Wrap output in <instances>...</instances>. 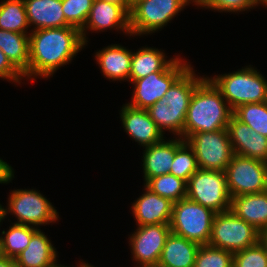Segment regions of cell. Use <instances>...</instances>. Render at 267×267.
I'll return each mask as SVG.
<instances>
[{
    "label": "cell",
    "mask_w": 267,
    "mask_h": 267,
    "mask_svg": "<svg viewBox=\"0 0 267 267\" xmlns=\"http://www.w3.org/2000/svg\"><path fill=\"white\" fill-rule=\"evenodd\" d=\"M119 112L124 132L140 147L145 148L167 138L151 119L147 109H137L126 103Z\"/></svg>",
    "instance_id": "14"
},
{
    "label": "cell",
    "mask_w": 267,
    "mask_h": 267,
    "mask_svg": "<svg viewBox=\"0 0 267 267\" xmlns=\"http://www.w3.org/2000/svg\"><path fill=\"white\" fill-rule=\"evenodd\" d=\"M186 142L193 148L200 169L225 171L234 155L227 129L195 133Z\"/></svg>",
    "instance_id": "10"
},
{
    "label": "cell",
    "mask_w": 267,
    "mask_h": 267,
    "mask_svg": "<svg viewBox=\"0 0 267 267\" xmlns=\"http://www.w3.org/2000/svg\"><path fill=\"white\" fill-rule=\"evenodd\" d=\"M94 54V59L105 78L110 81L129 82L132 60L130 49L120 44H110Z\"/></svg>",
    "instance_id": "17"
},
{
    "label": "cell",
    "mask_w": 267,
    "mask_h": 267,
    "mask_svg": "<svg viewBox=\"0 0 267 267\" xmlns=\"http://www.w3.org/2000/svg\"><path fill=\"white\" fill-rule=\"evenodd\" d=\"M258 242L264 248V250L267 254V228H265L264 230H261L259 232Z\"/></svg>",
    "instance_id": "39"
},
{
    "label": "cell",
    "mask_w": 267,
    "mask_h": 267,
    "mask_svg": "<svg viewBox=\"0 0 267 267\" xmlns=\"http://www.w3.org/2000/svg\"><path fill=\"white\" fill-rule=\"evenodd\" d=\"M199 247V244L171 232L166 239L157 266L194 267Z\"/></svg>",
    "instance_id": "23"
},
{
    "label": "cell",
    "mask_w": 267,
    "mask_h": 267,
    "mask_svg": "<svg viewBox=\"0 0 267 267\" xmlns=\"http://www.w3.org/2000/svg\"><path fill=\"white\" fill-rule=\"evenodd\" d=\"M55 267H71V266H66L64 264H59L58 263ZM72 267H74V266H72ZM76 267H86V263L83 260H80V263L78 261V264H77Z\"/></svg>",
    "instance_id": "41"
},
{
    "label": "cell",
    "mask_w": 267,
    "mask_h": 267,
    "mask_svg": "<svg viewBox=\"0 0 267 267\" xmlns=\"http://www.w3.org/2000/svg\"><path fill=\"white\" fill-rule=\"evenodd\" d=\"M58 253L51 239L39 228L32 235L27 248L14 260L17 267H55Z\"/></svg>",
    "instance_id": "18"
},
{
    "label": "cell",
    "mask_w": 267,
    "mask_h": 267,
    "mask_svg": "<svg viewBox=\"0 0 267 267\" xmlns=\"http://www.w3.org/2000/svg\"><path fill=\"white\" fill-rule=\"evenodd\" d=\"M0 49L29 81V34L0 29Z\"/></svg>",
    "instance_id": "24"
},
{
    "label": "cell",
    "mask_w": 267,
    "mask_h": 267,
    "mask_svg": "<svg viewBox=\"0 0 267 267\" xmlns=\"http://www.w3.org/2000/svg\"><path fill=\"white\" fill-rule=\"evenodd\" d=\"M142 170L144 184L153 177L170 173L176 152V137L163 139L143 148Z\"/></svg>",
    "instance_id": "20"
},
{
    "label": "cell",
    "mask_w": 267,
    "mask_h": 267,
    "mask_svg": "<svg viewBox=\"0 0 267 267\" xmlns=\"http://www.w3.org/2000/svg\"><path fill=\"white\" fill-rule=\"evenodd\" d=\"M3 207V219L14 215L17 221L14 223L23 224L38 228L50 223L58 222L59 212L56 207L41 194L33 189H14L8 195L7 206ZM5 207V208H4Z\"/></svg>",
    "instance_id": "4"
},
{
    "label": "cell",
    "mask_w": 267,
    "mask_h": 267,
    "mask_svg": "<svg viewBox=\"0 0 267 267\" xmlns=\"http://www.w3.org/2000/svg\"><path fill=\"white\" fill-rule=\"evenodd\" d=\"M147 111L163 134H166L165 131H168L170 134H174V137H181L183 139L187 111H173L165 103L164 99L151 105Z\"/></svg>",
    "instance_id": "26"
},
{
    "label": "cell",
    "mask_w": 267,
    "mask_h": 267,
    "mask_svg": "<svg viewBox=\"0 0 267 267\" xmlns=\"http://www.w3.org/2000/svg\"><path fill=\"white\" fill-rule=\"evenodd\" d=\"M23 1L26 8L30 32L37 29L70 26L65 20L62 0Z\"/></svg>",
    "instance_id": "19"
},
{
    "label": "cell",
    "mask_w": 267,
    "mask_h": 267,
    "mask_svg": "<svg viewBox=\"0 0 267 267\" xmlns=\"http://www.w3.org/2000/svg\"><path fill=\"white\" fill-rule=\"evenodd\" d=\"M121 6L129 15L132 10V0H102Z\"/></svg>",
    "instance_id": "38"
},
{
    "label": "cell",
    "mask_w": 267,
    "mask_h": 267,
    "mask_svg": "<svg viewBox=\"0 0 267 267\" xmlns=\"http://www.w3.org/2000/svg\"><path fill=\"white\" fill-rule=\"evenodd\" d=\"M233 267H267V254L259 242L233 254Z\"/></svg>",
    "instance_id": "35"
},
{
    "label": "cell",
    "mask_w": 267,
    "mask_h": 267,
    "mask_svg": "<svg viewBox=\"0 0 267 267\" xmlns=\"http://www.w3.org/2000/svg\"><path fill=\"white\" fill-rule=\"evenodd\" d=\"M112 29L131 37L130 15L121 6L94 0L86 23L80 30L84 44L87 46L89 42L86 36L89 31L98 33Z\"/></svg>",
    "instance_id": "13"
},
{
    "label": "cell",
    "mask_w": 267,
    "mask_h": 267,
    "mask_svg": "<svg viewBox=\"0 0 267 267\" xmlns=\"http://www.w3.org/2000/svg\"><path fill=\"white\" fill-rule=\"evenodd\" d=\"M0 78L20 85L23 83L24 75L10 62L0 49ZM22 80V81H21ZM17 83V84H15Z\"/></svg>",
    "instance_id": "36"
},
{
    "label": "cell",
    "mask_w": 267,
    "mask_h": 267,
    "mask_svg": "<svg viewBox=\"0 0 267 267\" xmlns=\"http://www.w3.org/2000/svg\"><path fill=\"white\" fill-rule=\"evenodd\" d=\"M5 258V254H4V249H3V243L2 240L0 238V260Z\"/></svg>",
    "instance_id": "42"
},
{
    "label": "cell",
    "mask_w": 267,
    "mask_h": 267,
    "mask_svg": "<svg viewBox=\"0 0 267 267\" xmlns=\"http://www.w3.org/2000/svg\"><path fill=\"white\" fill-rule=\"evenodd\" d=\"M199 169L193 148L181 137H176V152L170 174L186 182Z\"/></svg>",
    "instance_id": "30"
},
{
    "label": "cell",
    "mask_w": 267,
    "mask_h": 267,
    "mask_svg": "<svg viewBox=\"0 0 267 267\" xmlns=\"http://www.w3.org/2000/svg\"><path fill=\"white\" fill-rule=\"evenodd\" d=\"M246 65L237 71L208 77L232 110L249 103L267 101V80L258 69Z\"/></svg>",
    "instance_id": "3"
},
{
    "label": "cell",
    "mask_w": 267,
    "mask_h": 267,
    "mask_svg": "<svg viewBox=\"0 0 267 267\" xmlns=\"http://www.w3.org/2000/svg\"><path fill=\"white\" fill-rule=\"evenodd\" d=\"M26 8L23 0H1L0 29L20 34H30Z\"/></svg>",
    "instance_id": "27"
},
{
    "label": "cell",
    "mask_w": 267,
    "mask_h": 267,
    "mask_svg": "<svg viewBox=\"0 0 267 267\" xmlns=\"http://www.w3.org/2000/svg\"><path fill=\"white\" fill-rule=\"evenodd\" d=\"M191 0H132L131 36H147L161 31Z\"/></svg>",
    "instance_id": "5"
},
{
    "label": "cell",
    "mask_w": 267,
    "mask_h": 267,
    "mask_svg": "<svg viewBox=\"0 0 267 267\" xmlns=\"http://www.w3.org/2000/svg\"><path fill=\"white\" fill-rule=\"evenodd\" d=\"M129 235V248L134 267L157 266L166 239L171 233L170 224L136 226Z\"/></svg>",
    "instance_id": "12"
},
{
    "label": "cell",
    "mask_w": 267,
    "mask_h": 267,
    "mask_svg": "<svg viewBox=\"0 0 267 267\" xmlns=\"http://www.w3.org/2000/svg\"><path fill=\"white\" fill-rule=\"evenodd\" d=\"M224 172L231 198L266 191V162L234 154Z\"/></svg>",
    "instance_id": "11"
},
{
    "label": "cell",
    "mask_w": 267,
    "mask_h": 267,
    "mask_svg": "<svg viewBox=\"0 0 267 267\" xmlns=\"http://www.w3.org/2000/svg\"><path fill=\"white\" fill-rule=\"evenodd\" d=\"M143 190L131 206L136 225L170 224L173 202L153 193L145 185Z\"/></svg>",
    "instance_id": "16"
},
{
    "label": "cell",
    "mask_w": 267,
    "mask_h": 267,
    "mask_svg": "<svg viewBox=\"0 0 267 267\" xmlns=\"http://www.w3.org/2000/svg\"><path fill=\"white\" fill-rule=\"evenodd\" d=\"M144 185L173 203L186 198L187 182L170 173L150 178Z\"/></svg>",
    "instance_id": "29"
},
{
    "label": "cell",
    "mask_w": 267,
    "mask_h": 267,
    "mask_svg": "<svg viewBox=\"0 0 267 267\" xmlns=\"http://www.w3.org/2000/svg\"><path fill=\"white\" fill-rule=\"evenodd\" d=\"M259 231L231 210L216 213L208 245L236 253L258 243Z\"/></svg>",
    "instance_id": "8"
},
{
    "label": "cell",
    "mask_w": 267,
    "mask_h": 267,
    "mask_svg": "<svg viewBox=\"0 0 267 267\" xmlns=\"http://www.w3.org/2000/svg\"><path fill=\"white\" fill-rule=\"evenodd\" d=\"M0 267H17L13 258L5 257L0 260Z\"/></svg>",
    "instance_id": "40"
},
{
    "label": "cell",
    "mask_w": 267,
    "mask_h": 267,
    "mask_svg": "<svg viewBox=\"0 0 267 267\" xmlns=\"http://www.w3.org/2000/svg\"><path fill=\"white\" fill-rule=\"evenodd\" d=\"M29 80L48 79L86 46L73 26L37 29L29 34ZM52 75V76H51ZM40 76V77H39Z\"/></svg>",
    "instance_id": "1"
},
{
    "label": "cell",
    "mask_w": 267,
    "mask_h": 267,
    "mask_svg": "<svg viewBox=\"0 0 267 267\" xmlns=\"http://www.w3.org/2000/svg\"><path fill=\"white\" fill-rule=\"evenodd\" d=\"M94 0H62L66 22L81 30L88 18Z\"/></svg>",
    "instance_id": "34"
},
{
    "label": "cell",
    "mask_w": 267,
    "mask_h": 267,
    "mask_svg": "<svg viewBox=\"0 0 267 267\" xmlns=\"http://www.w3.org/2000/svg\"><path fill=\"white\" fill-rule=\"evenodd\" d=\"M191 67V63L178 58L163 72L129 82L133 84L132 97L127 104L137 109H148L163 98L167 90Z\"/></svg>",
    "instance_id": "9"
},
{
    "label": "cell",
    "mask_w": 267,
    "mask_h": 267,
    "mask_svg": "<svg viewBox=\"0 0 267 267\" xmlns=\"http://www.w3.org/2000/svg\"><path fill=\"white\" fill-rule=\"evenodd\" d=\"M194 267H233V253L208 244L197 251Z\"/></svg>",
    "instance_id": "32"
},
{
    "label": "cell",
    "mask_w": 267,
    "mask_h": 267,
    "mask_svg": "<svg viewBox=\"0 0 267 267\" xmlns=\"http://www.w3.org/2000/svg\"><path fill=\"white\" fill-rule=\"evenodd\" d=\"M263 5L261 0H199L196 4L200 9H211V11H218L219 13H241L255 9L257 6Z\"/></svg>",
    "instance_id": "33"
},
{
    "label": "cell",
    "mask_w": 267,
    "mask_h": 267,
    "mask_svg": "<svg viewBox=\"0 0 267 267\" xmlns=\"http://www.w3.org/2000/svg\"><path fill=\"white\" fill-rule=\"evenodd\" d=\"M164 50L142 46L136 52H132L131 70L129 82H134L137 79L146 77L155 72L165 71L177 58H169Z\"/></svg>",
    "instance_id": "22"
},
{
    "label": "cell",
    "mask_w": 267,
    "mask_h": 267,
    "mask_svg": "<svg viewBox=\"0 0 267 267\" xmlns=\"http://www.w3.org/2000/svg\"><path fill=\"white\" fill-rule=\"evenodd\" d=\"M10 225L7 231L3 229L0 238L5 257L15 259L18 254L27 248L32 235L38 228L17 223H10Z\"/></svg>",
    "instance_id": "28"
},
{
    "label": "cell",
    "mask_w": 267,
    "mask_h": 267,
    "mask_svg": "<svg viewBox=\"0 0 267 267\" xmlns=\"http://www.w3.org/2000/svg\"><path fill=\"white\" fill-rule=\"evenodd\" d=\"M186 198L216 213L230 211L231 196L225 172L199 168L187 181Z\"/></svg>",
    "instance_id": "7"
},
{
    "label": "cell",
    "mask_w": 267,
    "mask_h": 267,
    "mask_svg": "<svg viewBox=\"0 0 267 267\" xmlns=\"http://www.w3.org/2000/svg\"><path fill=\"white\" fill-rule=\"evenodd\" d=\"M15 171L13 167L0 158V184L12 183Z\"/></svg>",
    "instance_id": "37"
},
{
    "label": "cell",
    "mask_w": 267,
    "mask_h": 267,
    "mask_svg": "<svg viewBox=\"0 0 267 267\" xmlns=\"http://www.w3.org/2000/svg\"><path fill=\"white\" fill-rule=\"evenodd\" d=\"M230 210L259 232L267 228L266 191L232 197Z\"/></svg>",
    "instance_id": "21"
},
{
    "label": "cell",
    "mask_w": 267,
    "mask_h": 267,
    "mask_svg": "<svg viewBox=\"0 0 267 267\" xmlns=\"http://www.w3.org/2000/svg\"><path fill=\"white\" fill-rule=\"evenodd\" d=\"M191 1L194 3V5H196L199 2V0H191Z\"/></svg>",
    "instance_id": "45"
},
{
    "label": "cell",
    "mask_w": 267,
    "mask_h": 267,
    "mask_svg": "<svg viewBox=\"0 0 267 267\" xmlns=\"http://www.w3.org/2000/svg\"><path fill=\"white\" fill-rule=\"evenodd\" d=\"M233 110L220 90L206 76L192 93L184 124L183 139L192 134L227 129Z\"/></svg>",
    "instance_id": "2"
},
{
    "label": "cell",
    "mask_w": 267,
    "mask_h": 267,
    "mask_svg": "<svg viewBox=\"0 0 267 267\" xmlns=\"http://www.w3.org/2000/svg\"><path fill=\"white\" fill-rule=\"evenodd\" d=\"M216 212L188 198L173 203L171 232L197 244L209 243Z\"/></svg>",
    "instance_id": "6"
},
{
    "label": "cell",
    "mask_w": 267,
    "mask_h": 267,
    "mask_svg": "<svg viewBox=\"0 0 267 267\" xmlns=\"http://www.w3.org/2000/svg\"><path fill=\"white\" fill-rule=\"evenodd\" d=\"M2 206L3 205H1V203H0V226H1V222L3 223V221H5L3 219V207Z\"/></svg>",
    "instance_id": "43"
},
{
    "label": "cell",
    "mask_w": 267,
    "mask_h": 267,
    "mask_svg": "<svg viewBox=\"0 0 267 267\" xmlns=\"http://www.w3.org/2000/svg\"><path fill=\"white\" fill-rule=\"evenodd\" d=\"M193 67L191 66L163 95L162 99L173 111H188L192 93L206 77L196 74Z\"/></svg>",
    "instance_id": "25"
},
{
    "label": "cell",
    "mask_w": 267,
    "mask_h": 267,
    "mask_svg": "<svg viewBox=\"0 0 267 267\" xmlns=\"http://www.w3.org/2000/svg\"><path fill=\"white\" fill-rule=\"evenodd\" d=\"M234 154L267 163V137L231 116L227 126Z\"/></svg>",
    "instance_id": "15"
},
{
    "label": "cell",
    "mask_w": 267,
    "mask_h": 267,
    "mask_svg": "<svg viewBox=\"0 0 267 267\" xmlns=\"http://www.w3.org/2000/svg\"><path fill=\"white\" fill-rule=\"evenodd\" d=\"M86 267H95V266L90 264V263H88V262H86Z\"/></svg>",
    "instance_id": "44"
},
{
    "label": "cell",
    "mask_w": 267,
    "mask_h": 267,
    "mask_svg": "<svg viewBox=\"0 0 267 267\" xmlns=\"http://www.w3.org/2000/svg\"><path fill=\"white\" fill-rule=\"evenodd\" d=\"M233 115L255 132L267 137V101L238 106Z\"/></svg>",
    "instance_id": "31"
}]
</instances>
